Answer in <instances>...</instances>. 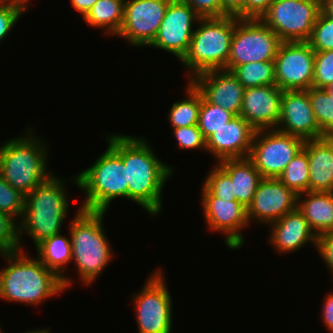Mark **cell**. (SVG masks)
I'll use <instances>...</instances> for the list:
<instances>
[{"instance_id":"7","label":"cell","mask_w":333,"mask_h":333,"mask_svg":"<svg viewBox=\"0 0 333 333\" xmlns=\"http://www.w3.org/2000/svg\"><path fill=\"white\" fill-rule=\"evenodd\" d=\"M74 179V180H73ZM71 181L85 193L83 210L107 212L112 200L128 199V181L122 158L108 145L92 166Z\"/></svg>"},{"instance_id":"42","label":"cell","mask_w":333,"mask_h":333,"mask_svg":"<svg viewBox=\"0 0 333 333\" xmlns=\"http://www.w3.org/2000/svg\"><path fill=\"white\" fill-rule=\"evenodd\" d=\"M223 12L227 16L245 19V0H221Z\"/></svg>"},{"instance_id":"20","label":"cell","mask_w":333,"mask_h":333,"mask_svg":"<svg viewBox=\"0 0 333 333\" xmlns=\"http://www.w3.org/2000/svg\"><path fill=\"white\" fill-rule=\"evenodd\" d=\"M256 130L240 115L219 128L206 139V152L217 163L225 159L248 158Z\"/></svg>"},{"instance_id":"46","label":"cell","mask_w":333,"mask_h":333,"mask_svg":"<svg viewBox=\"0 0 333 333\" xmlns=\"http://www.w3.org/2000/svg\"><path fill=\"white\" fill-rule=\"evenodd\" d=\"M50 332V330H48L47 328H42V329H37V330H29V331H26V332H24V333H49ZM0 333H4V332H2V329H1V331H0Z\"/></svg>"},{"instance_id":"25","label":"cell","mask_w":333,"mask_h":333,"mask_svg":"<svg viewBox=\"0 0 333 333\" xmlns=\"http://www.w3.org/2000/svg\"><path fill=\"white\" fill-rule=\"evenodd\" d=\"M37 258L50 270H53L62 280L64 289L71 287V278L64 274L66 264L72 262V242L61 233L43 240L36 248ZM66 275V276H65Z\"/></svg>"},{"instance_id":"5","label":"cell","mask_w":333,"mask_h":333,"mask_svg":"<svg viewBox=\"0 0 333 333\" xmlns=\"http://www.w3.org/2000/svg\"><path fill=\"white\" fill-rule=\"evenodd\" d=\"M106 212L77 209L69 222L72 260L85 285L95 282L112 260L113 251L103 225Z\"/></svg>"},{"instance_id":"15","label":"cell","mask_w":333,"mask_h":333,"mask_svg":"<svg viewBox=\"0 0 333 333\" xmlns=\"http://www.w3.org/2000/svg\"><path fill=\"white\" fill-rule=\"evenodd\" d=\"M201 202L207 229L215 232H222L225 238V245L233 250L243 247L245 239L241 232L247 228V208L236 200L227 201L213 196L202 186Z\"/></svg>"},{"instance_id":"18","label":"cell","mask_w":333,"mask_h":333,"mask_svg":"<svg viewBox=\"0 0 333 333\" xmlns=\"http://www.w3.org/2000/svg\"><path fill=\"white\" fill-rule=\"evenodd\" d=\"M190 81L209 103L222 107L234 116L240 115L245 88L231 71L210 70Z\"/></svg>"},{"instance_id":"39","label":"cell","mask_w":333,"mask_h":333,"mask_svg":"<svg viewBox=\"0 0 333 333\" xmlns=\"http://www.w3.org/2000/svg\"><path fill=\"white\" fill-rule=\"evenodd\" d=\"M193 8L201 18H219L227 16L222 9L221 0H181Z\"/></svg>"},{"instance_id":"13","label":"cell","mask_w":333,"mask_h":333,"mask_svg":"<svg viewBox=\"0 0 333 333\" xmlns=\"http://www.w3.org/2000/svg\"><path fill=\"white\" fill-rule=\"evenodd\" d=\"M200 19L201 17L187 3L171 0L160 28L149 46L167 51L181 61L188 52L194 33L193 25Z\"/></svg>"},{"instance_id":"32","label":"cell","mask_w":333,"mask_h":333,"mask_svg":"<svg viewBox=\"0 0 333 333\" xmlns=\"http://www.w3.org/2000/svg\"><path fill=\"white\" fill-rule=\"evenodd\" d=\"M307 42L315 51L333 50V18L323 10L320 11Z\"/></svg>"},{"instance_id":"1","label":"cell","mask_w":333,"mask_h":333,"mask_svg":"<svg viewBox=\"0 0 333 333\" xmlns=\"http://www.w3.org/2000/svg\"><path fill=\"white\" fill-rule=\"evenodd\" d=\"M105 137L107 144L124 163L128 200L156 217L163 210L162 190L171 177L173 168L158 158L144 137L124 134H109Z\"/></svg>"},{"instance_id":"10","label":"cell","mask_w":333,"mask_h":333,"mask_svg":"<svg viewBox=\"0 0 333 333\" xmlns=\"http://www.w3.org/2000/svg\"><path fill=\"white\" fill-rule=\"evenodd\" d=\"M162 272L155 269L140 292L132 294L138 333L172 332V297Z\"/></svg>"},{"instance_id":"47","label":"cell","mask_w":333,"mask_h":333,"mask_svg":"<svg viewBox=\"0 0 333 333\" xmlns=\"http://www.w3.org/2000/svg\"><path fill=\"white\" fill-rule=\"evenodd\" d=\"M8 1H14L23 4L27 9H29V0H8Z\"/></svg>"},{"instance_id":"16","label":"cell","mask_w":333,"mask_h":333,"mask_svg":"<svg viewBox=\"0 0 333 333\" xmlns=\"http://www.w3.org/2000/svg\"><path fill=\"white\" fill-rule=\"evenodd\" d=\"M298 195L278 178H262L252 204L247 208V219L271 224L286 213L297 209Z\"/></svg>"},{"instance_id":"8","label":"cell","mask_w":333,"mask_h":333,"mask_svg":"<svg viewBox=\"0 0 333 333\" xmlns=\"http://www.w3.org/2000/svg\"><path fill=\"white\" fill-rule=\"evenodd\" d=\"M281 42L261 19L236 17L227 70L245 63L274 61Z\"/></svg>"},{"instance_id":"19","label":"cell","mask_w":333,"mask_h":333,"mask_svg":"<svg viewBox=\"0 0 333 333\" xmlns=\"http://www.w3.org/2000/svg\"><path fill=\"white\" fill-rule=\"evenodd\" d=\"M283 91L277 85L246 88L240 116L256 131L276 129Z\"/></svg>"},{"instance_id":"4","label":"cell","mask_w":333,"mask_h":333,"mask_svg":"<svg viewBox=\"0 0 333 333\" xmlns=\"http://www.w3.org/2000/svg\"><path fill=\"white\" fill-rule=\"evenodd\" d=\"M27 130L0 145V175L25 196L53 174L47 166V145L31 127Z\"/></svg>"},{"instance_id":"43","label":"cell","mask_w":333,"mask_h":333,"mask_svg":"<svg viewBox=\"0 0 333 333\" xmlns=\"http://www.w3.org/2000/svg\"><path fill=\"white\" fill-rule=\"evenodd\" d=\"M321 311L324 326L328 329L327 331L333 333V292L326 295Z\"/></svg>"},{"instance_id":"33","label":"cell","mask_w":333,"mask_h":333,"mask_svg":"<svg viewBox=\"0 0 333 333\" xmlns=\"http://www.w3.org/2000/svg\"><path fill=\"white\" fill-rule=\"evenodd\" d=\"M25 208V195L14 189L0 175V211L7 213L12 218L22 219Z\"/></svg>"},{"instance_id":"45","label":"cell","mask_w":333,"mask_h":333,"mask_svg":"<svg viewBox=\"0 0 333 333\" xmlns=\"http://www.w3.org/2000/svg\"><path fill=\"white\" fill-rule=\"evenodd\" d=\"M322 10L333 18V0H322Z\"/></svg>"},{"instance_id":"24","label":"cell","mask_w":333,"mask_h":333,"mask_svg":"<svg viewBox=\"0 0 333 333\" xmlns=\"http://www.w3.org/2000/svg\"><path fill=\"white\" fill-rule=\"evenodd\" d=\"M297 208L316 236L333 232V192L299 194Z\"/></svg>"},{"instance_id":"38","label":"cell","mask_w":333,"mask_h":333,"mask_svg":"<svg viewBox=\"0 0 333 333\" xmlns=\"http://www.w3.org/2000/svg\"><path fill=\"white\" fill-rule=\"evenodd\" d=\"M172 133L177 140L178 144L176 145L178 149L206 150V139L203 137L198 125L174 128Z\"/></svg>"},{"instance_id":"11","label":"cell","mask_w":333,"mask_h":333,"mask_svg":"<svg viewBox=\"0 0 333 333\" xmlns=\"http://www.w3.org/2000/svg\"><path fill=\"white\" fill-rule=\"evenodd\" d=\"M305 140L277 129L255 132L249 159L262 178H278L303 149Z\"/></svg>"},{"instance_id":"50","label":"cell","mask_w":333,"mask_h":333,"mask_svg":"<svg viewBox=\"0 0 333 333\" xmlns=\"http://www.w3.org/2000/svg\"><path fill=\"white\" fill-rule=\"evenodd\" d=\"M6 1H8V0H0V3L6 2Z\"/></svg>"},{"instance_id":"28","label":"cell","mask_w":333,"mask_h":333,"mask_svg":"<svg viewBox=\"0 0 333 333\" xmlns=\"http://www.w3.org/2000/svg\"><path fill=\"white\" fill-rule=\"evenodd\" d=\"M231 72L245 89L276 85L274 61L245 63L236 66Z\"/></svg>"},{"instance_id":"22","label":"cell","mask_w":333,"mask_h":333,"mask_svg":"<svg viewBox=\"0 0 333 333\" xmlns=\"http://www.w3.org/2000/svg\"><path fill=\"white\" fill-rule=\"evenodd\" d=\"M309 163V192H333V137L305 140Z\"/></svg>"},{"instance_id":"35","label":"cell","mask_w":333,"mask_h":333,"mask_svg":"<svg viewBox=\"0 0 333 333\" xmlns=\"http://www.w3.org/2000/svg\"><path fill=\"white\" fill-rule=\"evenodd\" d=\"M333 83V50L315 51L312 87L326 88Z\"/></svg>"},{"instance_id":"34","label":"cell","mask_w":333,"mask_h":333,"mask_svg":"<svg viewBox=\"0 0 333 333\" xmlns=\"http://www.w3.org/2000/svg\"><path fill=\"white\" fill-rule=\"evenodd\" d=\"M215 165L204 179L203 186L213 196L219 197L222 200H236L235 195H233V182L231 178L217 164Z\"/></svg>"},{"instance_id":"14","label":"cell","mask_w":333,"mask_h":333,"mask_svg":"<svg viewBox=\"0 0 333 333\" xmlns=\"http://www.w3.org/2000/svg\"><path fill=\"white\" fill-rule=\"evenodd\" d=\"M171 0H125L124 20L118 37L135 47L153 42Z\"/></svg>"},{"instance_id":"6","label":"cell","mask_w":333,"mask_h":333,"mask_svg":"<svg viewBox=\"0 0 333 333\" xmlns=\"http://www.w3.org/2000/svg\"><path fill=\"white\" fill-rule=\"evenodd\" d=\"M236 17L201 18L188 52L180 61L188 69L189 81L210 70H227Z\"/></svg>"},{"instance_id":"30","label":"cell","mask_w":333,"mask_h":333,"mask_svg":"<svg viewBox=\"0 0 333 333\" xmlns=\"http://www.w3.org/2000/svg\"><path fill=\"white\" fill-rule=\"evenodd\" d=\"M308 96L316 122L324 136L333 137V99L324 88L310 87Z\"/></svg>"},{"instance_id":"27","label":"cell","mask_w":333,"mask_h":333,"mask_svg":"<svg viewBox=\"0 0 333 333\" xmlns=\"http://www.w3.org/2000/svg\"><path fill=\"white\" fill-rule=\"evenodd\" d=\"M186 97L173 103L168 113L172 129L198 125L201 107V92L191 82H187Z\"/></svg>"},{"instance_id":"23","label":"cell","mask_w":333,"mask_h":333,"mask_svg":"<svg viewBox=\"0 0 333 333\" xmlns=\"http://www.w3.org/2000/svg\"><path fill=\"white\" fill-rule=\"evenodd\" d=\"M232 180L236 201L248 208L262 179L249 158L225 159L216 163Z\"/></svg>"},{"instance_id":"17","label":"cell","mask_w":333,"mask_h":333,"mask_svg":"<svg viewBox=\"0 0 333 333\" xmlns=\"http://www.w3.org/2000/svg\"><path fill=\"white\" fill-rule=\"evenodd\" d=\"M278 131L304 140L325 137L316 122L308 90L283 91Z\"/></svg>"},{"instance_id":"29","label":"cell","mask_w":333,"mask_h":333,"mask_svg":"<svg viewBox=\"0 0 333 333\" xmlns=\"http://www.w3.org/2000/svg\"><path fill=\"white\" fill-rule=\"evenodd\" d=\"M309 172L307 152L302 149L285 167L278 179L299 195L309 191Z\"/></svg>"},{"instance_id":"21","label":"cell","mask_w":333,"mask_h":333,"mask_svg":"<svg viewBox=\"0 0 333 333\" xmlns=\"http://www.w3.org/2000/svg\"><path fill=\"white\" fill-rule=\"evenodd\" d=\"M270 226L269 243L279 253L299 251L303 245L310 242L317 247V236L298 208L286 213L279 220L272 222Z\"/></svg>"},{"instance_id":"48","label":"cell","mask_w":333,"mask_h":333,"mask_svg":"<svg viewBox=\"0 0 333 333\" xmlns=\"http://www.w3.org/2000/svg\"><path fill=\"white\" fill-rule=\"evenodd\" d=\"M324 89L328 92L329 96H331L332 99H333V83L330 84L329 86H327V87L324 88Z\"/></svg>"},{"instance_id":"36","label":"cell","mask_w":333,"mask_h":333,"mask_svg":"<svg viewBox=\"0 0 333 333\" xmlns=\"http://www.w3.org/2000/svg\"><path fill=\"white\" fill-rule=\"evenodd\" d=\"M0 248L4 252L21 250L18 239V222L0 211Z\"/></svg>"},{"instance_id":"44","label":"cell","mask_w":333,"mask_h":333,"mask_svg":"<svg viewBox=\"0 0 333 333\" xmlns=\"http://www.w3.org/2000/svg\"><path fill=\"white\" fill-rule=\"evenodd\" d=\"M98 0H70L72 7L82 14V19Z\"/></svg>"},{"instance_id":"40","label":"cell","mask_w":333,"mask_h":333,"mask_svg":"<svg viewBox=\"0 0 333 333\" xmlns=\"http://www.w3.org/2000/svg\"><path fill=\"white\" fill-rule=\"evenodd\" d=\"M316 249L333 276V232L317 236Z\"/></svg>"},{"instance_id":"26","label":"cell","mask_w":333,"mask_h":333,"mask_svg":"<svg viewBox=\"0 0 333 333\" xmlns=\"http://www.w3.org/2000/svg\"><path fill=\"white\" fill-rule=\"evenodd\" d=\"M124 4L125 0H98L83 20L89 26L117 37L124 20Z\"/></svg>"},{"instance_id":"3","label":"cell","mask_w":333,"mask_h":333,"mask_svg":"<svg viewBox=\"0 0 333 333\" xmlns=\"http://www.w3.org/2000/svg\"><path fill=\"white\" fill-rule=\"evenodd\" d=\"M62 178L53 174L25 196L22 219L18 221V239L21 250L22 234H28L35 247L43 240L61 233L63 221L69 212L66 186Z\"/></svg>"},{"instance_id":"41","label":"cell","mask_w":333,"mask_h":333,"mask_svg":"<svg viewBox=\"0 0 333 333\" xmlns=\"http://www.w3.org/2000/svg\"><path fill=\"white\" fill-rule=\"evenodd\" d=\"M271 3V0H245V19H261Z\"/></svg>"},{"instance_id":"9","label":"cell","mask_w":333,"mask_h":333,"mask_svg":"<svg viewBox=\"0 0 333 333\" xmlns=\"http://www.w3.org/2000/svg\"><path fill=\"white\" fill-rule=\"evenodd\" d=\"M322 10V0H278L261 20L282 42H307Z\"/></svg>"},{"instance_id":"12","label":"cell","mask_w":333,"mask_h":333,"mask_svg":"<svg viewBox=\"0 0 333 333\" xmlns=\"http://www.w3.org/2000/svg\"><path fill=\"white\" fill-rule=\"evenodd\" d=\"M314 61L315 50L308 42H281L274 59L276 85L282 91L308 90Z\"/></svg>"},{"instance_id":"49","label":"cell","mask_w":333,"mask_h":333,"mask_svg":"<svg viewBox=\"0 0 333 333\" xmlns=\"http://www.w3.org/2000/svg\"><path fill=\"white\" fill-rule=\"evenodd\" d=\"M5 252L0 248V256H3Z\"/></svg>"},{"instance_id":"37","label":"cell","mask_w":333,"mask_h":333,"mask_svg":"<svg viewBox=\"0 0 333 333\" xmlns=\"http://www.w3.org/2000/svg\"><path fill=\"white\" fill-rule=\"evenodd\" d=\"M25 11H28V9L18 2L6 1L0 3V43L11 32Z\"/></svg>"},{"instance_id":"2","label":"cell","mask_w":333,"mask_h":333,"mask_svg":"<svg viewBox=\"0 0 333 333\" xmlns=\"http://www.w3.org/2000/svg\"><path fill=\"white\" fill-rule=\"evenodd\" d=\"M31 257L23 250L3 254L9 265L0 270V299L34 306L65 291L61 278Z\"/></svg>"},{"instance_id":"31","label":"cell","mask_w":333,"mask_h":333,"mask_svg":"<svg viewBox=\"0 0 333 333\" xmlns=\"http://www.w3.org/2000/svg\"><path fill=\"white\" fill-rule=\"evenodd\" d=\"M235 116L220 106L209 103L201 94L198 127L207 139Z\"/></svg>"}]
</instances>
